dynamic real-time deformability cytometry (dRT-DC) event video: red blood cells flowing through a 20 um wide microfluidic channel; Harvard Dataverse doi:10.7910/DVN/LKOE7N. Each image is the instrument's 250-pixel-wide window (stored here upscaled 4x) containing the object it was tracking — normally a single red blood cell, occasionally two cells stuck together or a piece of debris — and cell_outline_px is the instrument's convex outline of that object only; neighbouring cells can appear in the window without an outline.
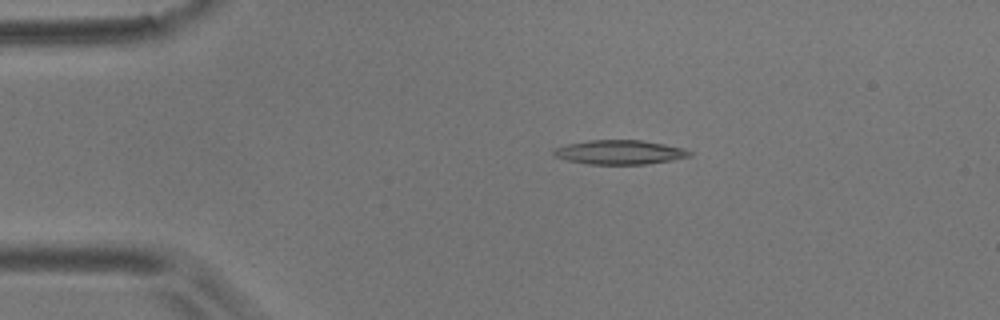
{"species": "common noctule bat (a hibernating species)", "species_latin": "Nyctalus noctula", "temperature_condition": "room temperature", "stored_images_in_passage": 4, "camera_frame_rate_fps": 3000, "um_per_image_px": 0.085, "animal": {"sex": "male", "body_mass_g": 17.9}, "frame": {"image": 1, "passage_image": 3, "time_ms": 0.667, "image_size_px": [1000, 320], "cell_outline_px": [[692, 156], [672, 160], [644, 164], [588, 164], [568, 160], [556, 156], [552, 152], [556, 148], [568, 144], [588, 140], [640, 140], [664, 144], [684, 148], [692, 152]], "centroid_in_image_um": [52.71, 12.94], "position_along_channel_um": 32.3, "area_um2": 19.02}}